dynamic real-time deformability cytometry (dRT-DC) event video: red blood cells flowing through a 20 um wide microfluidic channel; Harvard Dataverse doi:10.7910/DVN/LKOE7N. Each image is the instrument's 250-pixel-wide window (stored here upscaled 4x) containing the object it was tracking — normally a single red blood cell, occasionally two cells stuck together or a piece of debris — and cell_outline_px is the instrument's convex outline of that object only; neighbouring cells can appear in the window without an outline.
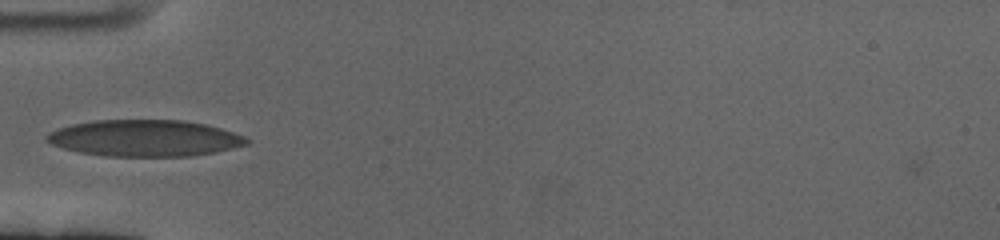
{"species": "human", "species_latin": "Homo sapiens", "temperature_condition": "cold", "stored_images_in_passage": 36, "camera_frame_rate_fps": 3000, "um_per_image_px": 0.085, "donor": {"sex": "female"}, "frame": {"image": 1, "passage_image": 1, "time_ms": 0.0, "image_size_px": [1000, 240], "cell_outline_px": [[252, 140], [248, 144], [216, 152], [192, 156], [108, 156], [80, 152], [64, 148], [52, 144], [44, 140], [44, 136], [48, 132], [72, 124], [96, 120], [184, 120], [204, 124], [220, 128], [244, 136]], "centroid_in_image_um": [12.31, 11.74], "position_along_channel_um": 72.7, "area_um2": 42.48}}
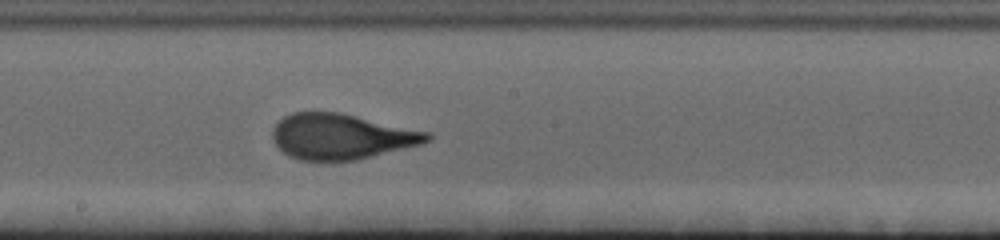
{"frame": {"image": 2, "passage_image": 14, "time_ms": 4.333, "image_size_px": [1000, 240], "cell_outline_px": [[432, 140], [420, 144], [356, 160], [300, 160], [288, 156], [276, 144], [272, 136], [272, 128], [284, 116], [292, 112], [340, 112], [432, 132]], "centroid_in_image_um": [29.04, 11.59], "position_along_channel_um": 219.2, "area_um2": 40.98}}
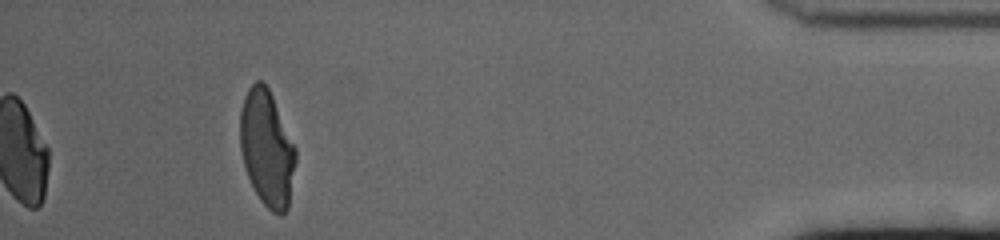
{"frame": {"image": 3, "passage_image": 36, "time_ms": 11.667, "image_size_px": [1000, 240], "cell_outline_px": [[296, 160], [288, 208], [280, 216], [272, 212], [260, 200], [248, 176], [244, 164], [240, 148], [240, 108], [244, 96], [248, 88], [256, 80], [260, 80], [268, 88], [272, 96], [296, 148]], "centroid_in_image_um": [22.68, 12.6], "position_along_channel_um": 412.5, "area_um2": 37.4}, "authors_computed_cell_mechanics": {"area_um2": 40.4311, "velocity_mm_per_s": 3.3704, "shape_relaxation_time_tau1_ms": 5.4499, "shape_relaxation_time_tau2_ms": 0.8425, "deformation_change_tau1": 0.2248, "deformation_change_tau2": 0.0749}}